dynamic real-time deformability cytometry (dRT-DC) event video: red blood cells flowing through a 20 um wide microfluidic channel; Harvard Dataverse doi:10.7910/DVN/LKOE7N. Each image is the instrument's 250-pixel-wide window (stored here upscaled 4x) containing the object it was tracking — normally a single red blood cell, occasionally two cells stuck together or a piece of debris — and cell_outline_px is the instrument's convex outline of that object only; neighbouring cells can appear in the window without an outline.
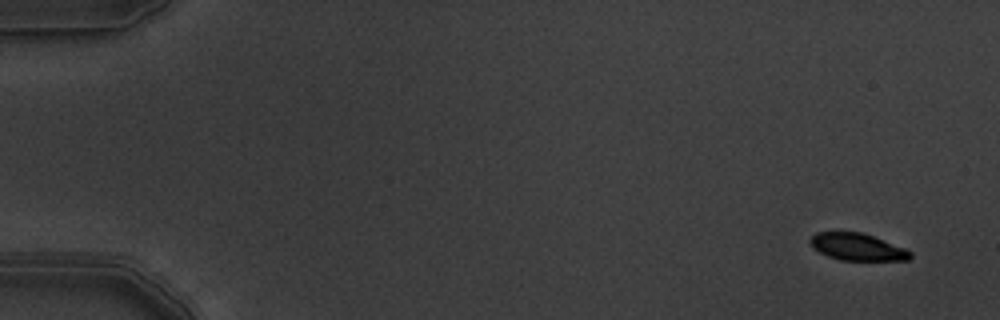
{"species": "common noctule bat (a hibernating species)", "species_latin": "Nyctalus noctula", "temperature_condition": "warm", "stored_images_in_passage": 5, "camera_frame_rate_fps": 3000, "um_per_image_px": 0.085, "animal": {"sex": "male", "body_mass_g": 19.5, "forearm_length_mm": 54.6}, "frame": {"image": 1, "passage_image": 1, "time_ms": 0.0, "image_size_px": [1000, 320], "cell_outline_px": [[912, 256], [908, 260], [840, 260], [828, 256], [812, 248], [808, 240], [816, 232], [860, 232], [872, 236], [904, 248], [912, 252]], "centroid_in_image_um": [72.83, 20.99], "position_along_channel_um": 12.2, "area_um2": 15.66}}
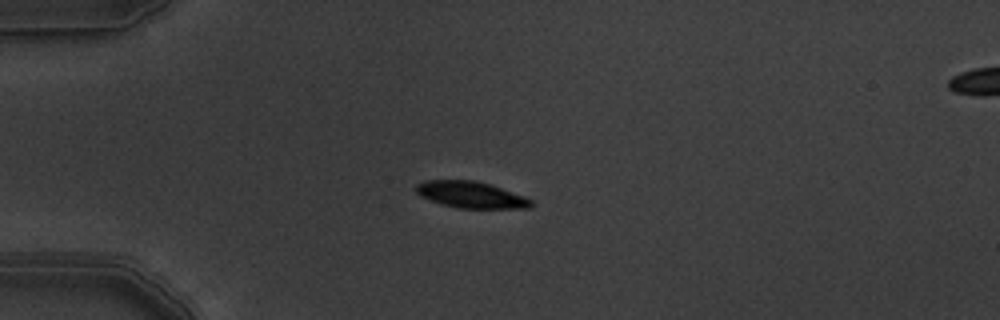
{"frame": {"image": 2, "passage_image": 4, "time_ms": 1.0, "image_size_px": [1000, 320], "cell_outline_px": [[532, 208], [460, 208], [440, 204], [420, 196], [416, 192], [416, 184], [424, 180], [476, 180], [524, 196], [532, 200]], "centroid_in_image_um": [40.0, 16.55], "position_along_channel_um": 45.0, "area_um2": 17.69}}
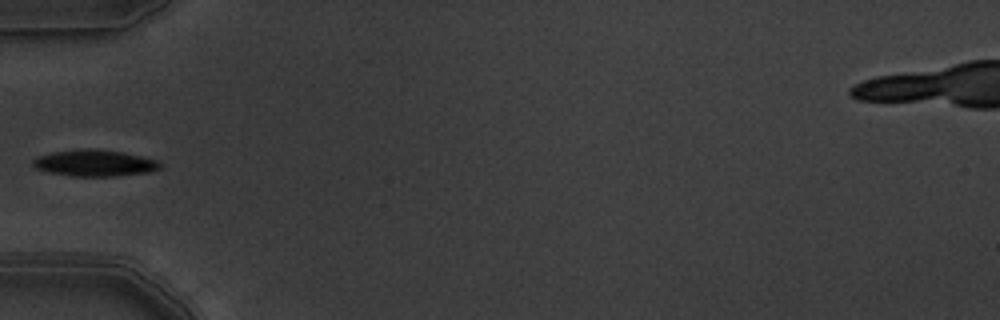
{"frame": {"image": 3, "passage_image": 5, "time_ms": 1.333, "image_size_px": [1000, 320], "cell_outline_px": [[164, 164], [160, 168], [148, 172], [116, 176], [72, 176], [48, 172], [36, 168], [32, 164], [32, 160], [36, 156], [52, 152], [92, 148], [96, 148], [120, 152], [140, 156], [156, 160]], "centroid_in_image_um": [8.02, 13.86], "position_along_channel_um": 77.0, "area_um2": 19.54}}